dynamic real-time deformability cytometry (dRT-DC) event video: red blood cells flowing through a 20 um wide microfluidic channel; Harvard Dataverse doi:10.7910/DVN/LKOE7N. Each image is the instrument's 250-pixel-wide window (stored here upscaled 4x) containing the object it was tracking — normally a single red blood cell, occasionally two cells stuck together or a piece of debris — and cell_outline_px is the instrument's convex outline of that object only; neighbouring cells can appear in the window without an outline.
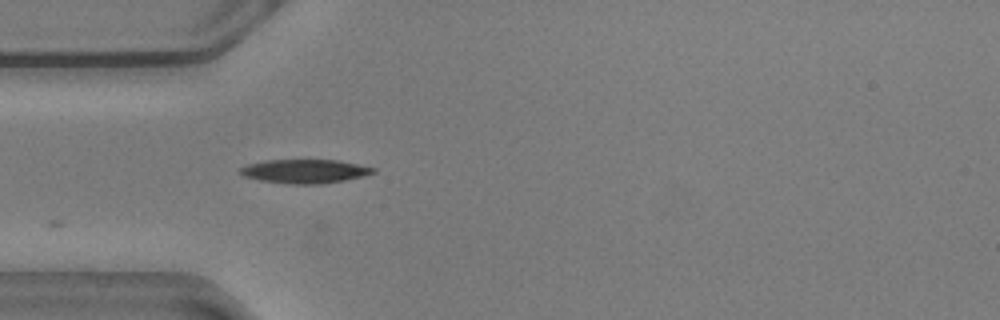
{"species": "common noctule bat (a hibernating species)", "species_latin": "Nyctalus noctula", "temperature_condition": "warm", "stored_images_in_passage": 30, "camera_frame_rate_fps": 3000, "um_per_image_px": 0.085, "animal": {"sex": "male", "body_mass_g": 20.5, "forearm_length_mm": 52.5}, "frame": {"image": 1, "passage_image": 1, "time_ms": 0.0, "image_size_px": [1000, 320], "cell_outline_px": [[376, 172], [364, 176], [344, 180], [320, 184], [288, 184], [260, 180], [244, 176], [240, 172], [240, 168], [248, 164], [264, 160], [340, 160], [376, 168]], "centroid_in_image_um": [25.93, 14.55], "position_along_channel_um": 59.1, "area_um2": 18.5}}
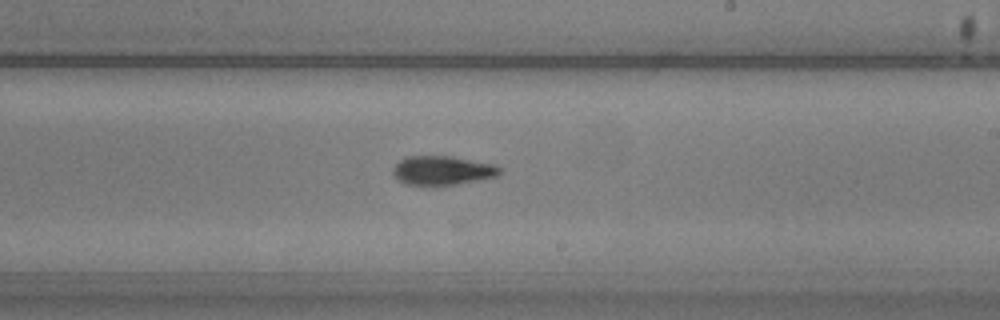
{"frame": {"image": 2, "passage_image": 17, "time_ms": 5.333, "image_size_px": [1000, 320], "cell_outline_px": [[500, 172], [496, 176], [456, 184], [404, 184], [396, 180], [392, 172], [392, 168], [400, 160], [408, 156], [452, 156], [496, 164], [500, 168]], "centroid_in_image_um": [37.57, 14.47], "position_along_channel_um": 251.4, "area_um2": 17.92}}
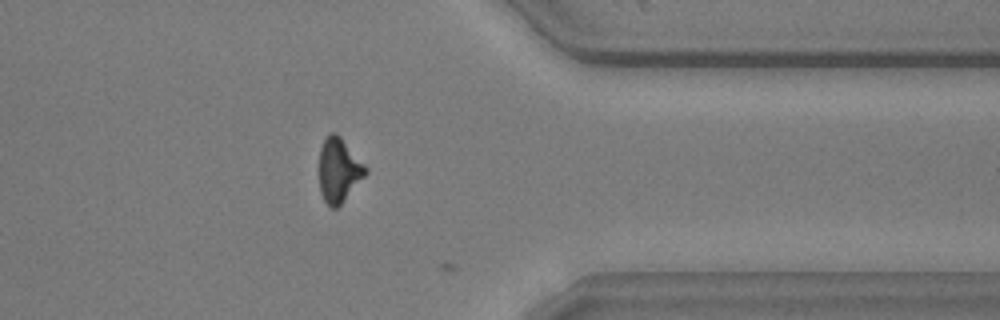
{"frame": {"image": 3, "passage_image": 29, "time_ms": 9.333, "image_size_px": [1000, 320], "cell_outline_px": [[368, 172], [340, 204], [336, 208], [332, 208], [324, 200], [320, 192], [320, 148], [324, 140], [332, 132], [336, 132], [340, 136], [368, 168]], "centroid_in_image_um": [28.8, 14.45], "position_along_channel_um": 382.6, "area_um2": 16.99}}